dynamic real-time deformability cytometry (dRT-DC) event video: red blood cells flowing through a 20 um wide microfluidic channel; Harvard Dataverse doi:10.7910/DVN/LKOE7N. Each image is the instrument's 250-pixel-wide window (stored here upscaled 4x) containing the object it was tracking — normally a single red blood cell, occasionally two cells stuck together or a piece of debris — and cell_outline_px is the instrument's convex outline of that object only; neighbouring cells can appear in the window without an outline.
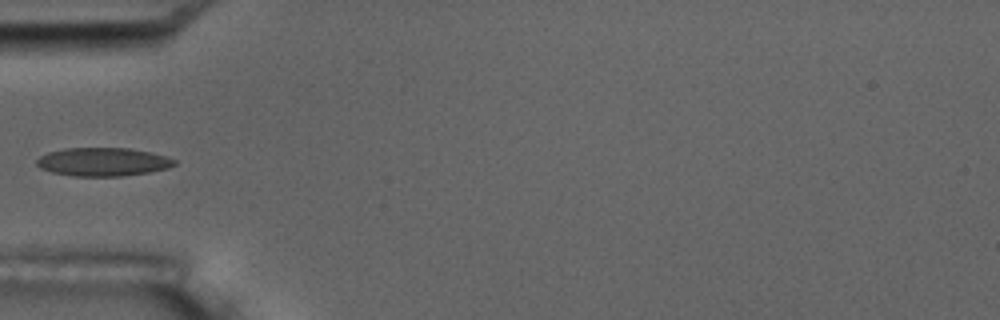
{"species": "common noctule bat (a hibernating species)", "species_latin": "Nyctalus noctula", "temperature_condition": "room temperature", "stored_images_in_passage": 6, "camera_frame_rate_fps": 3000, "um_per_image_px": 0.085, "animal": {"sex": "male", "body_mass_g": 17.5, "forearm_length_mm": 52.3}, "frame": {"image": 1, "passage_image": 5, "time_ms": 5.667, "image_size_px": [1000, 320], "cell_outline_px": [[176, 164], [168, 168], [148, 172], [120, 176], [72, 176], [52, 172], [40, 168], [36, 164], [36, 160], [40, 156], [48, 152], [64, 148], [128, 148], [148, 152], [164, 156], [176, 160]], "centroid_in_image_um": [8.71, 13.76], "position_along_channel_um": 76.3, "area_um2": 22.66}}